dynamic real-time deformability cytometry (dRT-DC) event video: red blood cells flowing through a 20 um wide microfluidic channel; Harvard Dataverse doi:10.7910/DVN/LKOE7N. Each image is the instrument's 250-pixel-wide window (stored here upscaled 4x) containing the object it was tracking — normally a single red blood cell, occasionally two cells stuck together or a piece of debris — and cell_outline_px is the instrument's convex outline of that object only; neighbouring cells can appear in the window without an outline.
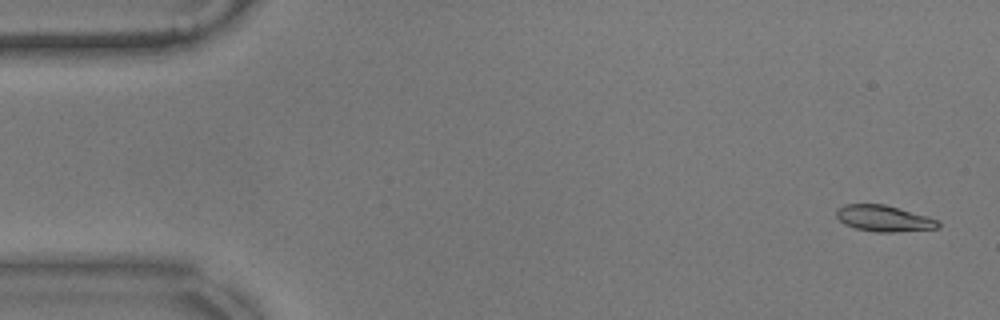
{"species": "common noctule bat (a hibernating species)", "species_latin": "Nyctalus noctula", "temperature_condition": "warm", "stored_images_in_passage": 16, "camera_frame_rate_fps": 3000, "um_per_image_px": 0.085, "animal": {"sex": "male", "body_mass_g": 17.9}, "frame": {"image": 1, "passage_image": 2, "time_ms": 0.333, "image_size_px": [1000, 320], "cell_outline_px": [[940, 228], [896, 232], [876, 232], [856, 228], [844, 224], [836, 216], [836, 208], [844, 204], [884, 204], [928, 216], [940, 220]], "centroid_in_image_um": [75.15, 18.56], "position_along_channel_um": 9.9, "area_um2": 15.66}}
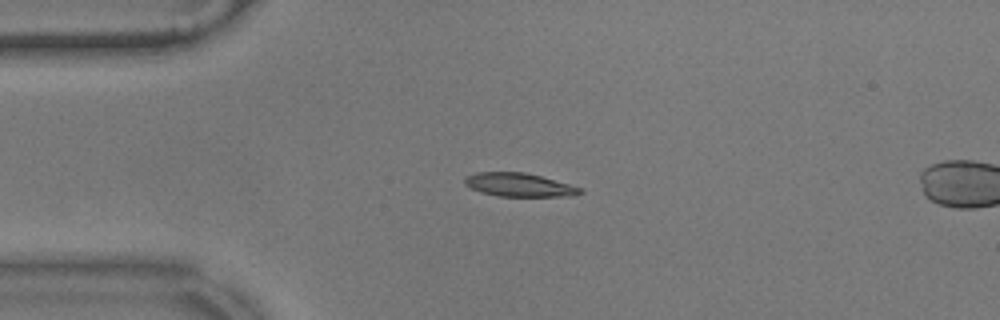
{"frame": {"image": 2, "passage_image": 13, "time_ms": 4.0, "image_size_px": [1000, 320], "cell_outline_px": [[584, 192], [576, 196], [496, 196], [480, 192], [464, 184], [464, 176], [476, 172], [524, 172], [540, 176], [568, 184], [580, 188]], "centroid_in_image_um": [44.08, 15.71], "position_along_channel_um": 40.9, "area_um2": 15.78}}